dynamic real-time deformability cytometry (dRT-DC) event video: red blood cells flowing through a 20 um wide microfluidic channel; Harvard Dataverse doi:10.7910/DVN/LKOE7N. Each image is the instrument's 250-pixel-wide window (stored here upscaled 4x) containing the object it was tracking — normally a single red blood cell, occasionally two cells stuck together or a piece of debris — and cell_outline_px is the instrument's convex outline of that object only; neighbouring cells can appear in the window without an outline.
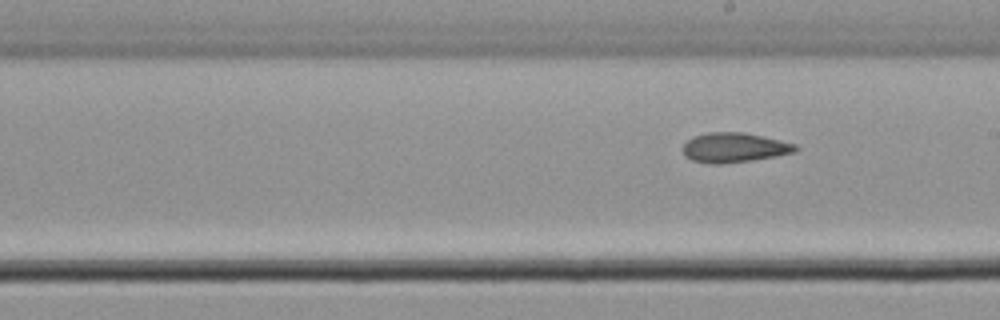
{"species": "common noctule bat (a hibernating species)", "species_latin": "Nyctalus noctula", "temperature_condition": "cold", "stored_images_in_passage": 7, "segment_of_instrument_passage": [2, 2], "camera_frame_rate_fps": 3000, "um_per_image_px": 0.085, "animal": {"sex": "male", "body_mass_g": 21.5, "forearm_length_mm": 52.0}, "frame": {"image": 1, "passage_image": 7, "time_ms": 8.333, "image_size_px": [1000, 320], "cell_outline_px": [[800, 148], [796, 152], [776, 156], [752, 160], [724, 164], [712, 164], [692, 160], [684, 156], [680, 148], [692, 136], [708, 132], [744, 132], [764, 136], [796, 144]], "centroid_in_image_um": [62.4, 12.54], "position_along_channel_um": 226.6, "area_um2": 19.83}}